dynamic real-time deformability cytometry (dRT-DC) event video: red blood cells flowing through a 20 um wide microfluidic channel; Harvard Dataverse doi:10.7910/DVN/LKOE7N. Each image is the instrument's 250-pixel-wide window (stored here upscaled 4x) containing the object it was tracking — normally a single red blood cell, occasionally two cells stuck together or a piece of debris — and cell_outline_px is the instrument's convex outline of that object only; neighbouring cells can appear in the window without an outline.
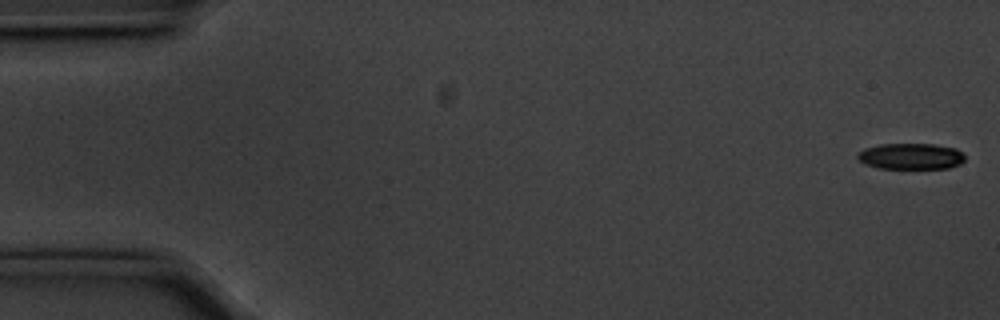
{"species": "common noctule bat (a hibernating species)", "species_latin": "Nyctalus noctula", "temperature_condition": "cold", "stored_images_in_passage": 56, "camera_frame_rate_fps": 3000, "um_per_image_px": 0.085, "animal": {"sex": "male", "body_mass_g": 20.1, "forearm_length_mm": 53.5}, "frame": {"image": 1, "passage_image": 1, "time_ms": 0.0, "image_size_px": [1000, 320], "cell_outline_px": [[964, 160], [960, 164], [948, 168], [876, 168], [864, 164], [856, 156], [864, 148], [880, 144], [932, 144], [956, 148], [964, 156]], "centroid_in_image_um": [77.4, 13.28], "position_along_channel_um": 7.6, "area_um2": 16.24}}
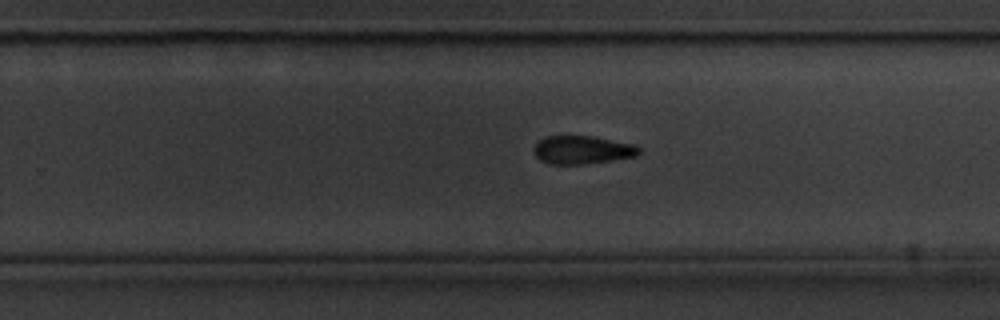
{"frame": {"image": 2, "passage_image": 35, "time_ms": 11.333, "image_size_px": [1000, 320], "cell_outline_px": [[640, 152], [636, 156], [612, 160], [584, 164], [548, 164], [540, 160], [532, 152], [532, 148], [536, 140], [544, 136], [564, 132], [592, 136], [636, 144], [640, 148]], "centroid_in_image_um": [49.39, 12.68], "position_along_channel_um": 280.4, "area_um2": 18.32}}
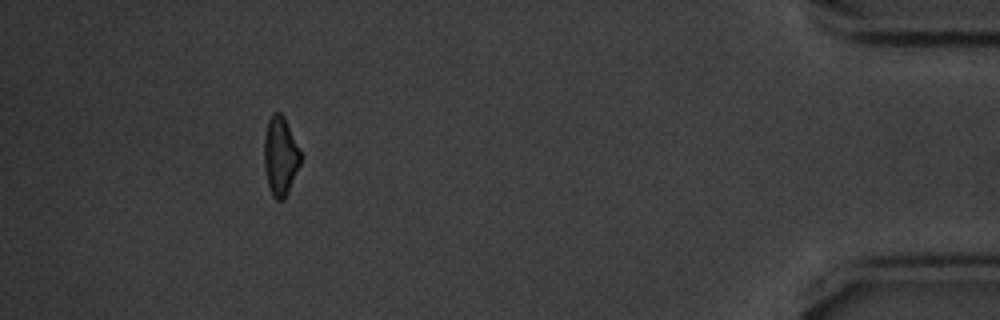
{"frame": {"image": 3, "passage_image": 51, "time_ms": 16.667, "image_size_px": [1000, 320], "cell_outline_px": [[300, 164], [288, 192], [284, 200], [276, 200], [272, 196], [268, 188], [264, 168], [264, 136], [268, 120], [272, 112], [280, 112], [284, 116], [300, 152]], "centroid_in_image_um": [23.8, 13.28], "position_along_channel_um": 411.4, "area_um2": 16.76}, "authors_computed_cell_mechanics": {"area_um2": 17.9758, "velocity_mm_per_s": 3.5713, "shape_relaxation_time_tau1_ms": 2.0851, "shape_relaxation_time_tau2_ms": null, "deformation_change_tau1": 0.1089, "deformation_change_tau2": null}}